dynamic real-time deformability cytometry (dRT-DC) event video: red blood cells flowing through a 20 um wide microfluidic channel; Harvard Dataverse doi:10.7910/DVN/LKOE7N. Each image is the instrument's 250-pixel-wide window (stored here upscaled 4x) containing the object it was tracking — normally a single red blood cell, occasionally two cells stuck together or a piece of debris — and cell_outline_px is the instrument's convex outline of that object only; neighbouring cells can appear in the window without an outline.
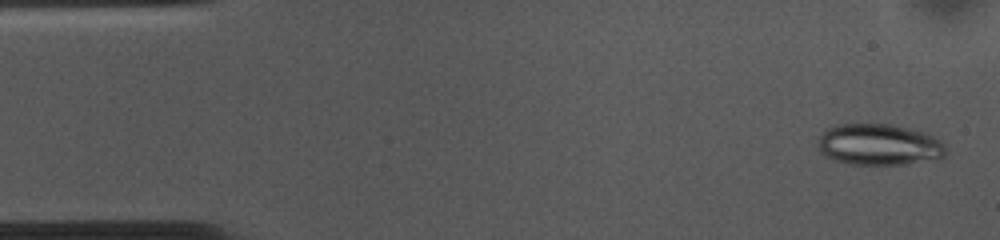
{"species": "common noctule bat (a hibernating species)", "species_latin": "Nyctalus noctula", "temperature_condition": "cold", "stored_images_in_passage": 53, "camera_frame_rate_fps": 3000, "um_per_image_px": 0.085, "animal": {"sex": "female", "body_mass_g": 10.0, "forearm_length_mm": 53.1}, "frame": {"image": 1, "passage_image": 2, "time_ms": 0.333, "image_size_px": [1000, 240], "cell_outline_px": [[948, 152], [940, 160], [908, 164], [848, 164], [832, 160], [824, 156], [820, 152], [820, 136], [824, 128], [836, 124], [892, 124], [924, 132], [940, 140], [944, 144]], "centroid_in_image_um": [74.75, 12.3], "position_along_channel_um": 10.3, "area_um2": 31.27}}
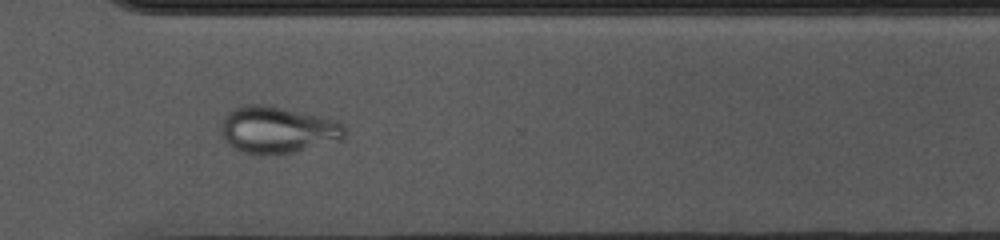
{"frame": {"image": 2, "passage_image": 38, "time_ms": 12.333, "image_size_px": [1000, 240], "cell_outline_px": [[348, 136], [344, 140], [292, 152], [244, 152], [228, 144], [224, 140], [220, 132], [220, 128], [224, 116], [232, 108], [244, 104], [264, 104], [320, 116], [336, 120], [344, 124], [348, 128]], "centroid_in_image_um": [23.64, 11.0], "position_along_channel_um": 347.0, "area_um2": 33.64}}
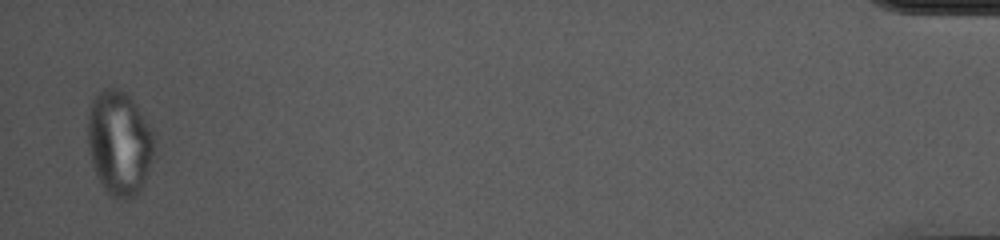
{"frame": {"image": 3, "passage_image": 52, "time_ms": 17.0, "image_size_px": [1000, 240], "cell_outline_px": [[156, 136], [152, 160], [144, 184], [140, 192], [136, 196], [128, 200], [116, 200], [104, 188], [96, 176], [92, 164], [88, 144], [88, 116], [92, 100], [104, 88], [124, 88]], "centroid_in_image_um": [10.16, 12.19], "position_along_channel_um": 425.0, "area_um2": 40.86}}